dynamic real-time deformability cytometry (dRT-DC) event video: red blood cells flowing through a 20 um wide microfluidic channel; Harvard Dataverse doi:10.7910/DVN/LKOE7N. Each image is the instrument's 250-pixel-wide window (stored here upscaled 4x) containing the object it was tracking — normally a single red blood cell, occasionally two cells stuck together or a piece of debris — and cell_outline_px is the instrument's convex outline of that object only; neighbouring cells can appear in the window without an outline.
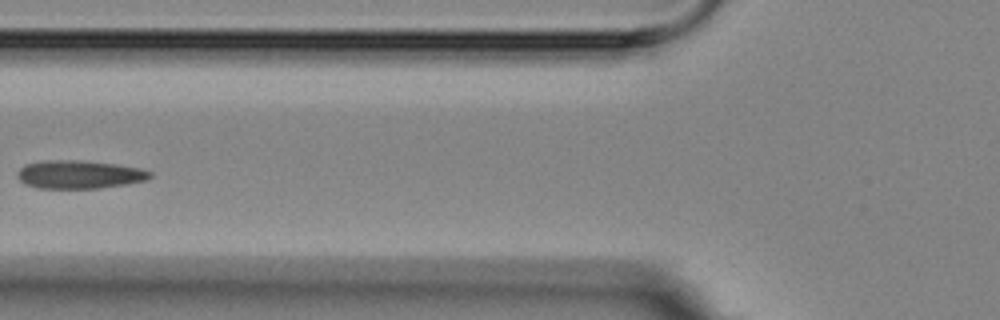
{"species": "Egyptian fruit bat (a non-hibernating species)", "species_latin": "Rousettus aegyptiacus", "temperature_condition": "room temperature", "stored_images_in_passage": 3, "camera_frame_rate_fps": 3000, "um_per_image_px": 0.085, "animal": {"sex": "female"}, "frame": {"image": 1, "passage_image": 3, "time_ms": 3.0, "image_size_px": [1000, 320], "cell_outline_px": [[152, 176], [148, 180], [100, 188], [40, 188], [24, 184], [16, 176], [16, 172], [24, 164], [44, 160], [76, 160], [116, 164], [140, 168], [152, 172]], "centroid_in_image_um": [6.71, 14.82], "position_along_channel_um": 119.1, "area_um2": 21.91}}